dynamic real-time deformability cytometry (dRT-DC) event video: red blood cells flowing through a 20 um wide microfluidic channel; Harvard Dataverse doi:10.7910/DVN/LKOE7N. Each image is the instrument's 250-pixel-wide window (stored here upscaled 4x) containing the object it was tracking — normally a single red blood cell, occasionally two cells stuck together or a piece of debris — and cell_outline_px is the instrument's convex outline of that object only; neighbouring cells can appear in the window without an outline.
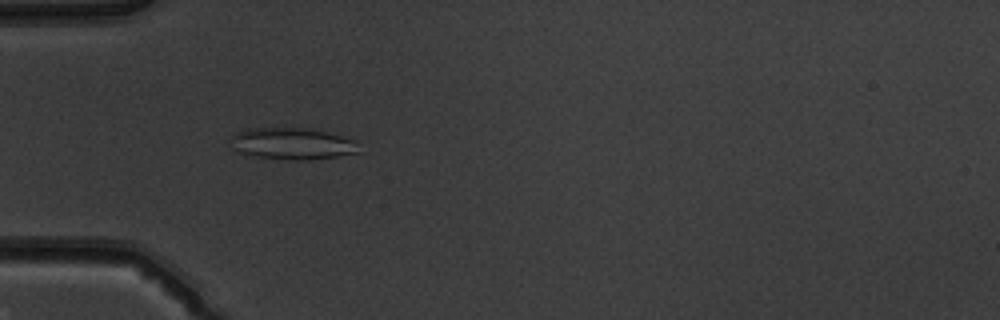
{"species": "common noctule bat (a hibernating species)", "species_latin": "Nyctalus noctula", "temperature_condition": "warm", "stored_images_in_passage": 50, "camera_frame_rate_fps": 3000, "um_per_image_px": 0.085, "animal": {"sex": "male", "body_mass_g": 19.5, "forearm_length_mm": 54.6}, "frame": {"image": 1, "passage_image": 16, "time_ms": 5.0, "image_size_px": [1000, 320], "cell_outline_px": [[360, 152], [340, 156], [308, 160], [288, 160], [256, 156], [240, 152], [232, 148], [228, 140], [236, 132], [248, 128], [312, 128], [356, 140]], "centroid_in_image_um": [24.84, 12.21], "position_along_channel_um": 60.2, "area_um2": 23.93}}
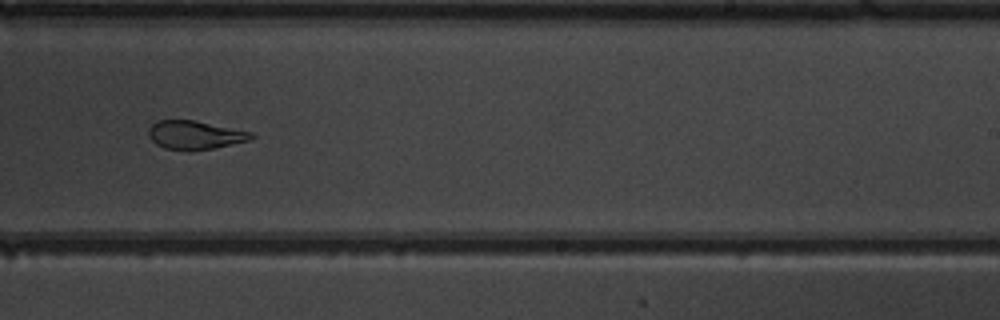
{"frame": {"image": 2, "passage_image": 32, "time_ms": 10.333, "image_size_px": [1000, 320], "cell_outline_px": [[256, 136], [252, 140], [192, 152], [188, 152], [164, 148], [156, 144], [148, 136], [148, 128], [156, 120], [196, 120], [252, 132]], "centroid_in_image_um": [16.57, 11.49], "position_along_channel_um": 272.4, "area_um2": 17.51}}
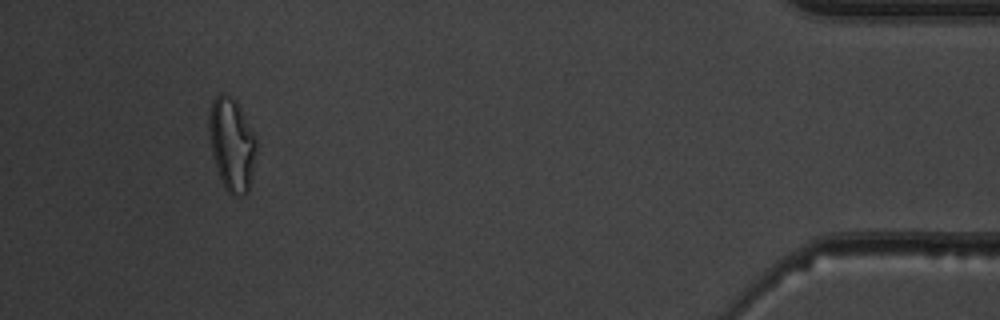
{"frame": {"image": 3, "passage_image": 47, "time_ms": 15.333, "image_size_px": [1000, 320], "cell_outline_px": [[256, 148], [252, 176], [248, 192], [244, 196], [232, 196], [224, 188], [216, 168], [208, 136], [208, 116], [212, 100], [220, 92], [224, 92], [236, 100], [256, 136]], "centroid_in_image_um": [19.69, 12.26], "position_along_channel_um": 415.5, "area_um2": 26.07}, "authors_computed_cell_mechanics": {"area_um2": 21.8195, "velocity_mm_per_s": 4.0696, "shape_relaxation_time_tau1_ms": null, "shape_relaxation_time_tau2_ms": 1.8814, "deformation_change_tau1": null, "deformation_change_tau2": 0.0722}}